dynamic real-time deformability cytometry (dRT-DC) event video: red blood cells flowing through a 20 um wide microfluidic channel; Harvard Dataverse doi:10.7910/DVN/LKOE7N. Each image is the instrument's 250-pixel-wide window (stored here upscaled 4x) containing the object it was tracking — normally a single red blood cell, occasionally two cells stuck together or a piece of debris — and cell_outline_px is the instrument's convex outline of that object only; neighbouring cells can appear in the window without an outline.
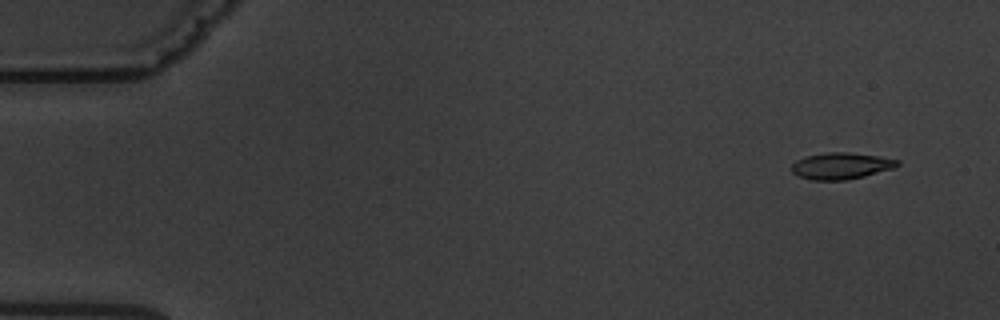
{"species": "common noctule bat (a hibernating species)", "species_latin": "Nyctalus noctula", "temperature_condition": "warm", "stored_images_in_passage": 4, "camera_frame_rate_fps": 3000, "um_per_image_px": 0.085, "animal": {"sex": "male", "body_mass_g": 19.5, "forearm_length_mm": 54.6}, "frame": {"image": 1, "passage_image": 1, "time_ms": 0.0, "image_size_px": [1000, 320], "cell_outline_px": [[900, 164], [896, 168], [864, 176], [844, 180], [812, 180], [796, 176], [792, 172], [792, 164], [796, 160], [808, 156], [828, 152], [848, 152], [876, 156], [900, 160]], "centroid_in_image_um": [71.5, 14.11], "position_along_channel_um": 13.5, "area_um2": 16.36}}